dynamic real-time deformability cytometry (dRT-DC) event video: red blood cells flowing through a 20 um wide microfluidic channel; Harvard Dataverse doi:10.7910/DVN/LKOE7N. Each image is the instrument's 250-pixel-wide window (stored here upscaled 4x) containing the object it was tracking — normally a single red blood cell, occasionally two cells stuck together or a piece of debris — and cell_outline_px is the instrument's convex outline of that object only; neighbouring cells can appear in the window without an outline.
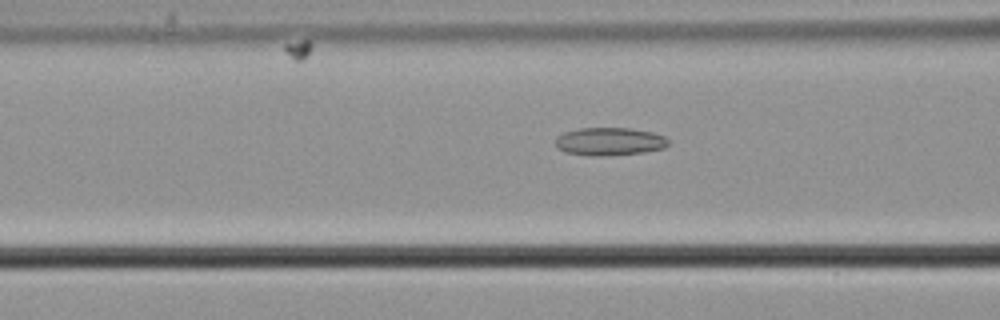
{"species": "common noctule bat (a hibernating species)", "species_latin": "Nyctalus noctula", "temperature_condition": "cold", "stored_images_in_passage": 18, "camera_frame_rate_fps": 3000, "um_per_image_px": 0.085, "animal": {"sex": "male", "body_mass_g": 21.5, "forearm_length_mm": 52.0}, "frame": {"image": 1, "passage_image": 16, "time_ms": 5.0, "image_size_px": [1000, 320], "cell_outline_px": [[668, 144], [664, 148], [644, 152], [604, 156], [588, 156], [564, 152], [556, 148], [556, 136], [564, 132], [580, 128], [628, 128], [652, 132], [664, 136], [668, 140]], "centroid_in_image_um": [51.77, 12.03], "position_along_channel_um": 114.8, "area_um2": 18.5}}